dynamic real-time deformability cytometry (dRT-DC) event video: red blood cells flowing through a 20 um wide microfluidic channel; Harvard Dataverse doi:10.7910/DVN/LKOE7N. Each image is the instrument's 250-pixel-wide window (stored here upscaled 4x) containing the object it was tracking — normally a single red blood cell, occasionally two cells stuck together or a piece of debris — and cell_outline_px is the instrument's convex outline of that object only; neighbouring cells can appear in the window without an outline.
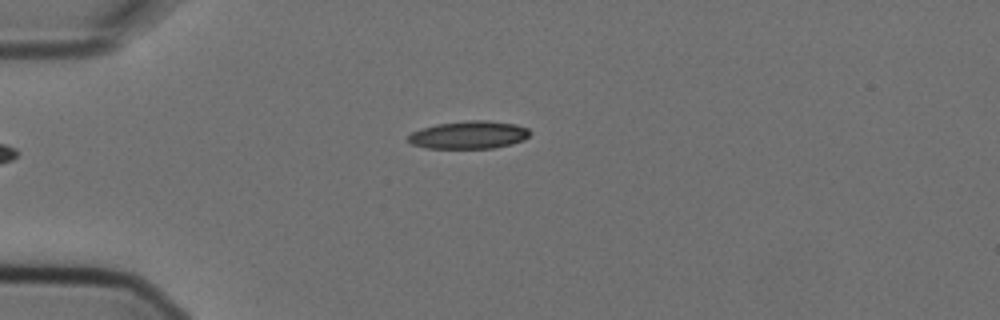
{"species": "Egyptian fruit bat (a non-hibernating species)", "species_latin": "Rousettus aegyptiacus", "temperature_condition": "cold", "stored_images_in_passage": 5, "camera_frame_rate_fps": 3000, "um_per_image_px": 0.085, "animal": {"sex": "female"}, "frame": {"image": 1, "passage_image": 5, "time_ms": 1.333, "image_size_px": [1000, 320], "cell_outline_px": [[532, 132], [524, 140], [512, 144], [492, 148], [428, 148], [412, 144], [408, 140], [408, 136], [412, 132], [420, 128], [436, 124], [468, 120], [488, 120], [516, 124], [528, 128]], "centroid_in_image_um": [39.88, 11.46], "position_along_channel_um": 45.1, "area_um2": 19.83}}